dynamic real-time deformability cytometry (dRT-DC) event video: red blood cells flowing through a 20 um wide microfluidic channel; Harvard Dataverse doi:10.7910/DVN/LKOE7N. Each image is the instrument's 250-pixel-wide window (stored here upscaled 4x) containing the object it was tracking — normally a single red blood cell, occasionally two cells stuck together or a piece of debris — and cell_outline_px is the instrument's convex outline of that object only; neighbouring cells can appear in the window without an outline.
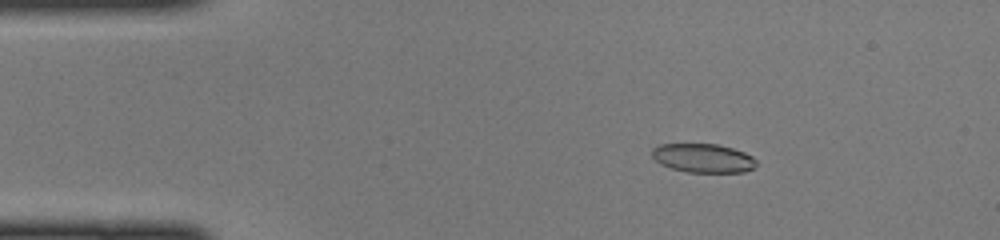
{"species": "common noctule bat (a hibernating species)", "species_latin": "Nyctalus noctula", "temperature_condition": "cold", "stored_images_in_passage": 48, "camera_frame_rate_fps": 3000, "um_per_image_px": 0.085, "animal": {"sex": "female", "body_mass_g": 22.0, "forearm_length_mm": 56.7}, "frame": {"image": 1, "passage_image": 8, "time_ms": 2.333, "image_size_px": [1000, 240], "cell_outline_px": [[756, 164], [752, 168], [744, 172], [688, 172], [672, 168], [660, 164], [652, 156], [652, 148], [660, 144], [716, 144], [732, 148], [744, 152], [752, 156], [756, 160]], "centroid_in_image_um": [59.75, 13.43], "position_along_channel_um": 25.2, "area_um2": 17.46}}
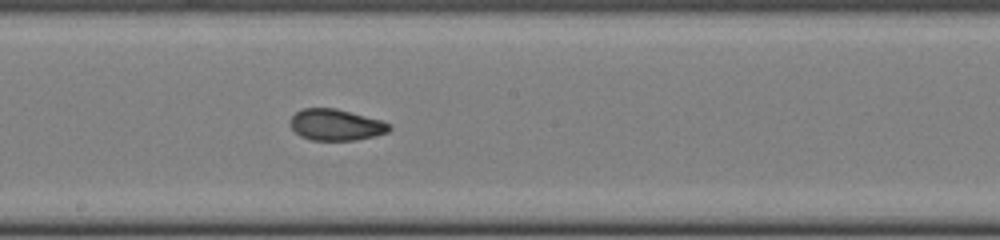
{"frame": {"image": 2, "passage_image": 26, "time_ms": 8.333, "image_size_px": [1000, 240], "cell_outline_px": [[392, 128], [388, 132], [356, 140], [312, 140], [300, 136], [292, 128], [288, 120], [296, 112], [304, 108], [336, 108], [380, 120], [392, 124]], "centroid_in_image_um": [28.54, 10.61], "position_along_channel_um": 219.7, "area_um2": 18.03}}
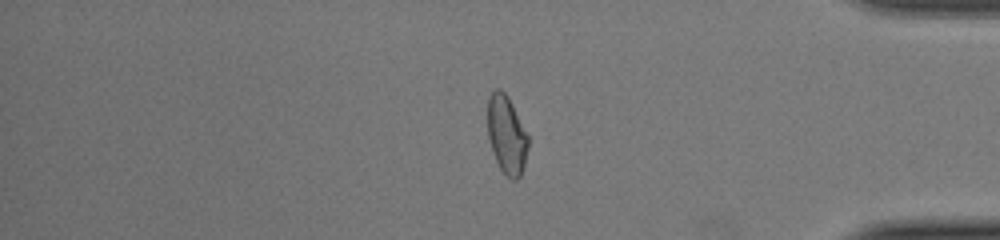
{"frame": {"image": 3, "passage_image": 40, "time_ms": 13.0, "image_size_px": [1000, 240], "cell_outline_px": [[528, 148], [524, 164], [520, 176], [516, 180], [512, 180], [500, 168], [496, 160], [488, 136], [488, 100], [492, 92], [496, 88], [500, 88], [508, 96], [528, 132]], "centroid_in_image_um": [43.08, 11.42], "position_along_channel_um": 392.1, "area_um2": 18.44}}